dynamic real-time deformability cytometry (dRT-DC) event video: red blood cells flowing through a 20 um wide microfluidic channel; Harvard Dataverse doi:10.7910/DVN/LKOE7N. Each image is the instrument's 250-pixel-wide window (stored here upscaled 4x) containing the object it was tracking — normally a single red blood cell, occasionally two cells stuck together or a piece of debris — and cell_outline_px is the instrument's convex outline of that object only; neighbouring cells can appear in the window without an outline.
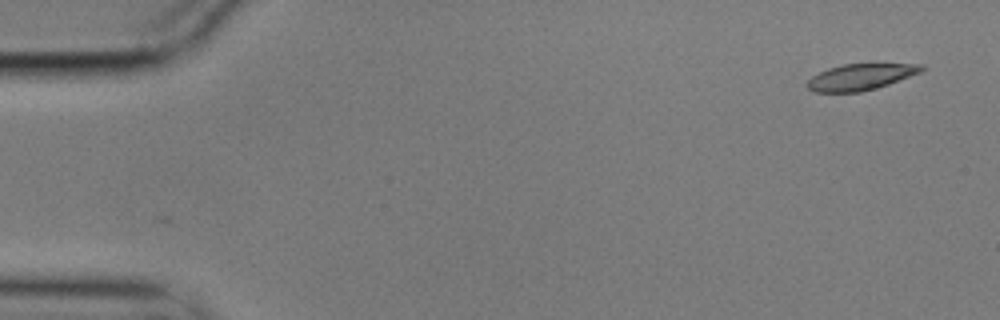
{"species": "common noctule bat (a hibernating species)", "species_latin": "Nyctalus noctula", "temperature_condition": "cold", "stored_images_in_passage": 55, "camera_frame_rate_fps": 3000, "um_per_image_px": 0.085, "animal": {"sex": "male", "body_mass_g": 17.9}, "frame": {"image": 1, "passage_image": 1, "time_ms": 0.0, "image_size_px": [1000, 320], "cell_outline_px": [[924, 68], [920, 72], [888, 84], [876, 88], [860, 92], [812, 92], [808, 88], [808, 80], [812, 76], [828, 68], [844, 64], [924, 64]], "centroid_in_image_um": [73.12, 6.54], "position_along_channel_um": 11.9, "area_um2": 17.22}}
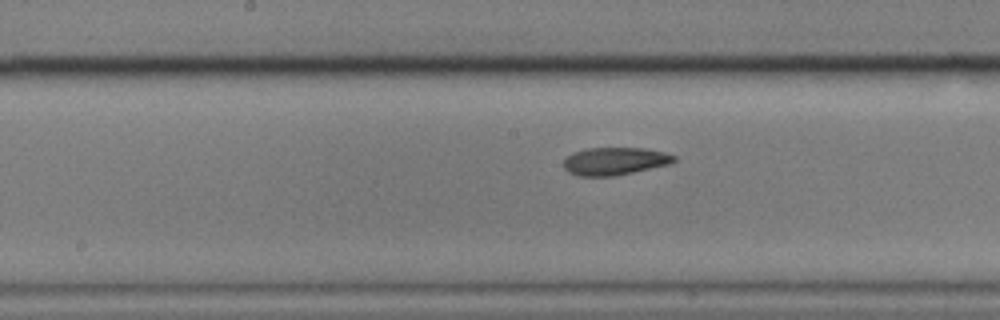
{"frame": {"image": 2, "passage_image": 27, "time_ms": 8.667, "image_size_px": [1000, 320], "cell_outline_px": [[676, 160], [672, 164], [612, 176], [580, 176], [568, 172], [564, 168], [564, 160], [572, 152], [584, 148], [644, 148], [664, 152], [676, 156]], "centroid_in_image_um": [52.26, 13.69], "position_along_channel_um": 195.9, "area_um2": 17.86}}
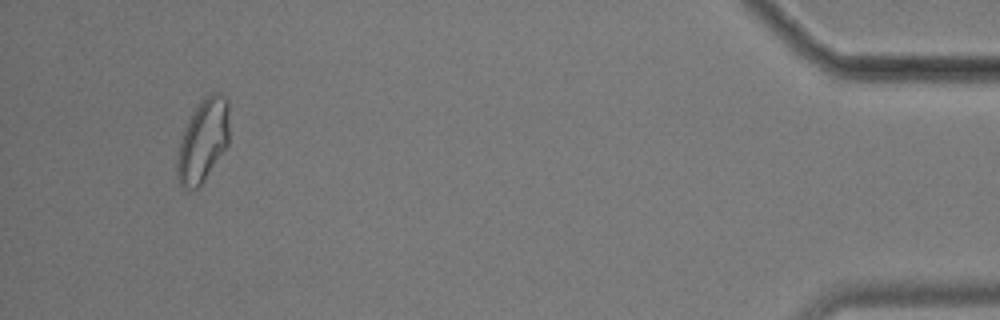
{"frame": {"image": 3, "passage_image": 52, "time_ms": 17.0, "image_size_px": [1000, 320], "cell_outline_px": [[228, 144], [200, 184], [192, 192], [188, 192], [180, 188], [176, 176], [176, 156], [180, 140], [184, 128], [188, 120], [200, 100], [204, 96], [212, 92], [220, 92], [228, 100]], "centroid_in_image_um": [17.2, 11.97], "position_along_channel_um": 418.0, "area_um2": 25.43}, "authors_computed_cell_mechanics": {"area_um2": 19.0162, "velocity_mm_per_s": 3.5086, "shape_relaxation_time_tau1_ms": null, "shape_relaxation_time_tau2_ms": 3.479, "deformation_change_tau1": null, "deformation_change_tau2": 0.0919}}